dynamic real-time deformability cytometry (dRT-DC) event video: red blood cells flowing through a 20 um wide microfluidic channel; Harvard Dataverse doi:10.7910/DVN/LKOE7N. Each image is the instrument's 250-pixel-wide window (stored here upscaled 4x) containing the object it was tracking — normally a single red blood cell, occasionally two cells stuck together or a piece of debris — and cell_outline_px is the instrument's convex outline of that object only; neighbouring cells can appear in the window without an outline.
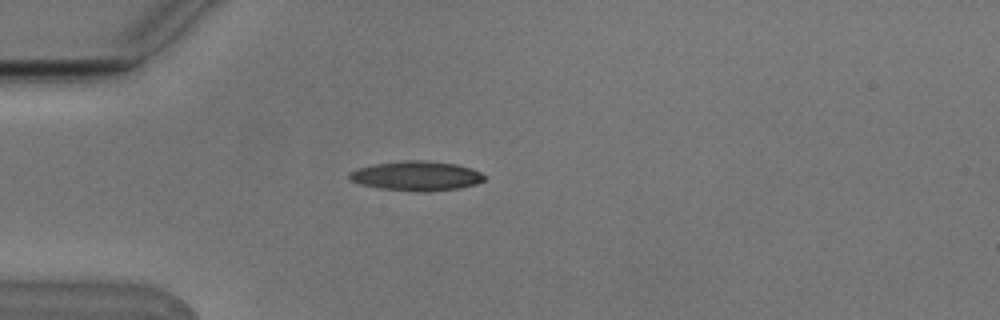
{"species": "Egyptian fruit bat (a non-hibernating species)", "species_latin": "Rousettus aegyptiacus", "temperature_condition": "cold", "stored_images_in_passage": 1, "camera_frame_rate_fps": 3000, "um_per_image_px": 0.085, "animal": {"sex": "male"}, "frame": {"image": 1, "passage_image": 1, "time_ms": 0.0, "image_size_px": [1000, 320], "cell_outline_px": [[488, 176], [484, 180], [476, 184], [460, 188], [428, 192], [380, 188], [360, 184], [352, 180], [348, 176], [356, 168], [376, 164], [404, 160], [428, 160], [456, 164], [472, 168]], "centroid_in_image_um": [35.46, 14.94], "position_along_channel_um": 49.5, "area_um2": 23.24}}